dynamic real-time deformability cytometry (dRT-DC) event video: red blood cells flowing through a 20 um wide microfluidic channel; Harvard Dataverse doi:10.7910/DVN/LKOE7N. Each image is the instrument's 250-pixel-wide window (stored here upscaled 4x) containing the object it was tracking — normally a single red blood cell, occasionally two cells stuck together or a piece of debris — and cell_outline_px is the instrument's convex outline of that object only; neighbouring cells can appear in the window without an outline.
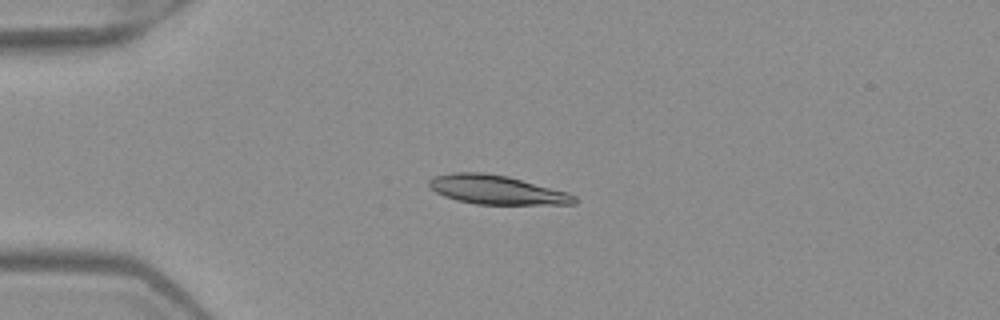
{"species": "Egyptian fruit bat (a non-hibernating species)", "species_latin": "Rousettus aegyptiacus", "temperature_condition": "warm", "stored_images_in_passage": 3, "camera_frame_rate_fps": 3000, "um_per_image_px": 0.085, "frame": {"image": 1, "passage_image": 3, "time_ms": 0.667, "image_size_px": [1000, 320], "cell_outline_px": [[576, 204], [476, 204], [456, 200], [444, 196], [436, 192], [428, 184], [428, 180], [432, 176], [452, 172], [484, 172], [508, 176], [568, 192], [576, 196]], "centroid_in_image_um": [42.19, 16.12], "position_along_channel_um": 42.8, "area_um2": 24.62}}